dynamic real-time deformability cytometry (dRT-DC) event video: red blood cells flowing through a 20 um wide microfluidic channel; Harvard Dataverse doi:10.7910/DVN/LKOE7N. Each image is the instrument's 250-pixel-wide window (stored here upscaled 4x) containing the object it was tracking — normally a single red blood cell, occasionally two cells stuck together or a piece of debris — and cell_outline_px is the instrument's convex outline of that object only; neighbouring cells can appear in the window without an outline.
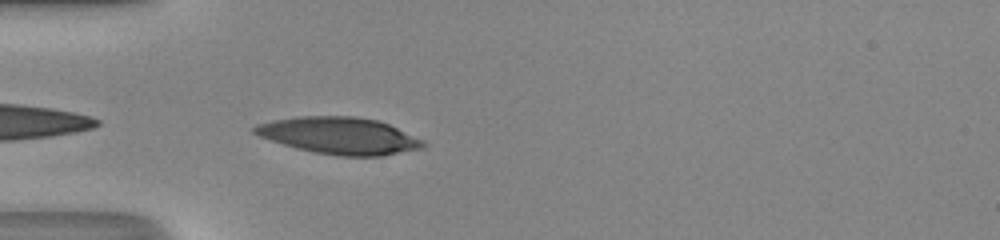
{"species": "human", "species_latin": "Homo sapiens", "temperature_condition": "room temperature", "stored_images_in_passage": 34, "camera_frame_rate_fps": 3000, "um_per_image_px": 0.085, "donor": {"sex": "male"}, "frame": {"image": 1, "passage_image": 1, "time_ms": 0.0, "image_size_px": [1000, 240], "cell_outline_px": [[428, 144], [424, 148], [380, 156], [340, 156], [316, 152], [296, 148], [260, 136], [252, 132], [252, 128], [256, 124], [272, 120], [296, 116], [356, 116], [376, 120], [388, 124], [424, 140]], "centroid_in_image_um": [28.86, 11.52], "position_along_channel_um": 56.1, "area_um2": 36.13}}
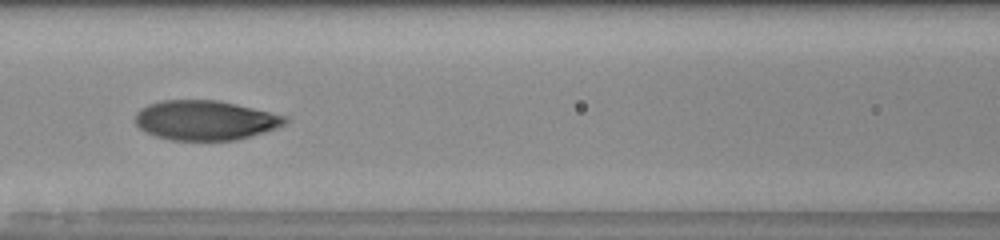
{"frame": {"image": 2, "passage_image": 8, "time_ms": 2.333, "image_size_px": [1000, 240], "cell_outline_px": [[288, 120], [284, 124], [276, 128], [264, 132], [236, 140], [172, 140], [156, 136], [140, 128], [136, 124], [136, 112], [140, 108], [148, 104], [160, 100], [216, 100], [236, 104], [288, 116]], "centroid_in_image_um": [17.44, 10.21], "position_along_channel_um": 149.2, "area_um2": 34.51}}
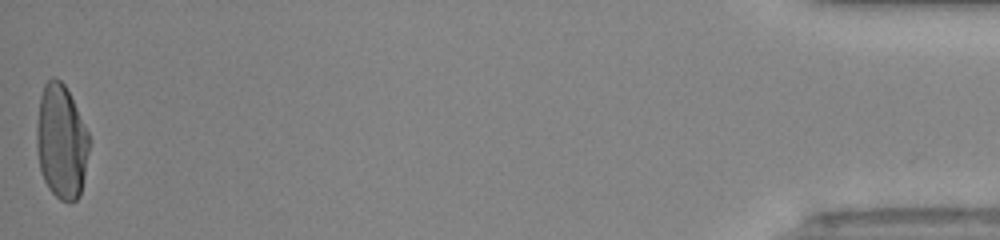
{"frame": {"image": 3, "passage_image": 34, "time_ms": 11.0, "image_size_px": [1000, 240], "cell_outline_px": [[88, 152], [84, 176], [80, 196], [72, 204], [68, 204], [60, 200], [48, 188], [40, 172], [36, 148], [36, 128], [40, 96], [44, 84], [52, 76], [56, 76], [64, 84], [88, 132]], "centroid_in_image_um": [5.19, 12.08], "position_along_channel_um": 430.0, "area_um2": 35.08}, "authors_computed_cell_mechanics": {"area_um2": 34.8823, "velocity_mm_per_s": 4.3373, "shape_relaxation_time_tau1_ms": 5.0092, "shape_relaxation_time_tau2_ms": null, "deformation_change_tau1": 0.25, "deformation_change_tau2": null}}